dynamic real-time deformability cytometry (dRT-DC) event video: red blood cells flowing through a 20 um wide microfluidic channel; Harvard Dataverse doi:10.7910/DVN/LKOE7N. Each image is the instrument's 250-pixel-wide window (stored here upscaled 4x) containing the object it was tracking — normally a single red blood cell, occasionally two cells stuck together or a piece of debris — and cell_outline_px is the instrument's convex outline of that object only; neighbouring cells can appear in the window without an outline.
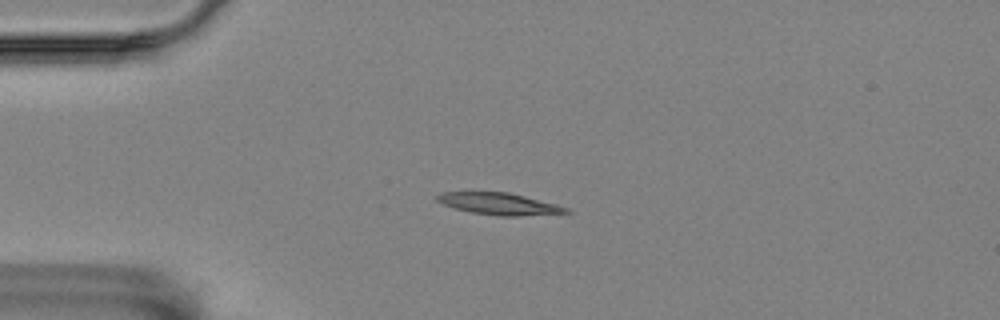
{"species": "Egyptian fruit bat (a non-hibernating species)", "species_latin": "Rousettus aegyptiacus", "temperature_condition": "room temperature", "stored_images_in_passage": 3, "camera_frame_rate_fps": 3000, "um_per_image_px": 0.085, "animal": {"sex": "female"}, "frame": {"image": 1, "passage_image": 2, "time_ms": 0.333, "image_size_px": [1000, 320], "cell_outline_px": [[572, 212], [520, 216], [496, 216], [472, 212], [456, 208], [444, 204], [436, 200], [436, 196], [440, 192], [508, 192], [556, 204], [568, 208]], "centroid_in_image_um": [42.43, 17.32], "position_along_channel_um": 42.6, "area_um2": 16.24}}